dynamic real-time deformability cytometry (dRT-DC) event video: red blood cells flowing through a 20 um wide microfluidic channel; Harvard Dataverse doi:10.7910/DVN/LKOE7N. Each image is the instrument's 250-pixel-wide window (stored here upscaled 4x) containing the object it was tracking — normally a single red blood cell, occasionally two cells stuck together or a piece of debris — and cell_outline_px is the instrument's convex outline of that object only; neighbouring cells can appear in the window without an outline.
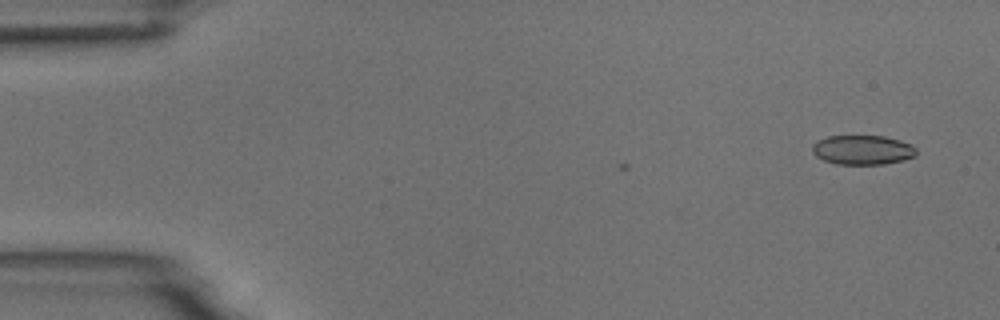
{"species": "common noctule bat (a hibernating species)", "species_latin": "Nyctalus noctula", "temperature_condition": "room temperature", "stored_images_in_passage": 4, "camera_frame_rate_fps": 3000, "um_per_image_px": 0.085, "animal": {"sex": "male", "body_mass_g": 18.8}, "frame": {"image": 1, "passage_image": 1, "time_ms": 0.0, "image_size_px": [1000, 320], "cell_outline_px": [[916, 156], [904, 160], [884, 164], [836, 164], [824, 160], [816, 156], [812, 152], [812, 144], [816, 140], [828, 136], [884, 136], [900, 140], [912, 144], [916, 148]], "centroid_in_image_um": [73.32, 12.74], "position_along_channel_um": 11.7, "area_um2": 18.03}}